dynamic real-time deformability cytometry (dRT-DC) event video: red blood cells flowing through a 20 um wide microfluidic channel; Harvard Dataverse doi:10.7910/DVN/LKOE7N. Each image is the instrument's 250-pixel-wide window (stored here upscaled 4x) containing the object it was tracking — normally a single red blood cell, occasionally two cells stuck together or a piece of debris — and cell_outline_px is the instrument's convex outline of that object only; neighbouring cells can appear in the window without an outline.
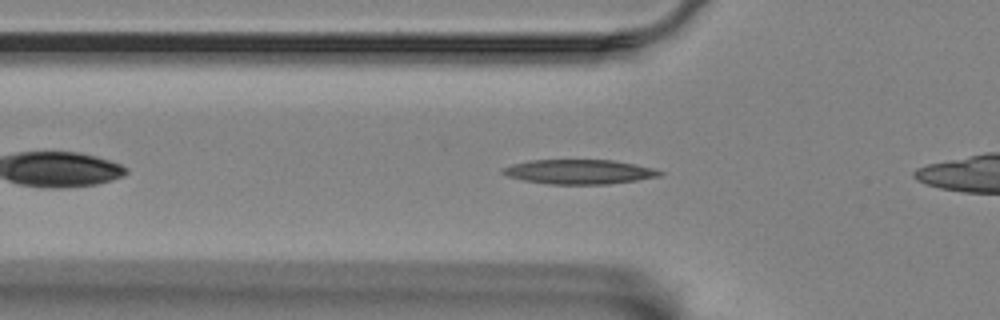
{"species": "Egyptian fruit bat (a non-hibernating species)", "species_latin": "Rousettus aegyptiacus", "temperature_condition": "room temperature", "stored_images_in_passage": 27, "camera_frame_rate_fps": 3000, "um_per_image_px": 0.085, "animal": {"sex": "female"}, "frame": {"image": 1, "passage_image": 7, "time_ms": 2.0, "image_size_px": [1000, 320], "cell_outline_px": [[664, 172], [660, 176], [636, 180], [608, 184], [548, 184], [524, 180], [508, 176], [500, 172], [504, 168], [512, 164], [532, 160], [612, 160], [652, 168]], "centroid_in_image_um": [49.21, 14.6], "position_along_channel_um": 76.6, "area_um2": 22.14}}
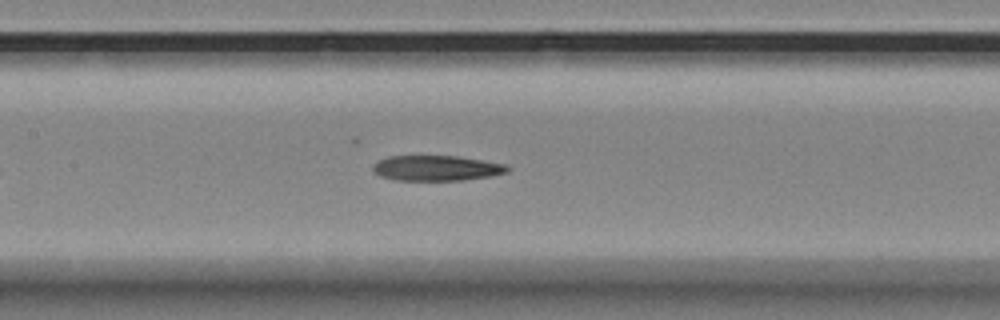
{"frame": {"image": 2, "passage_image": 15, "time_ms": 4.667, "image_size_px": [1000, 320], "cell_outline_px": [[512, 168], [508, 172], [492, 176], [464, 180], [396, 180], [380, 176], [372, 168], [372, 164], [388, 156], [456, 156], [504, 164]], "centroid_in_image_um": [37.12, 14.29], "position_along_channel_um": 170.3, "area_um2": 19.77}}
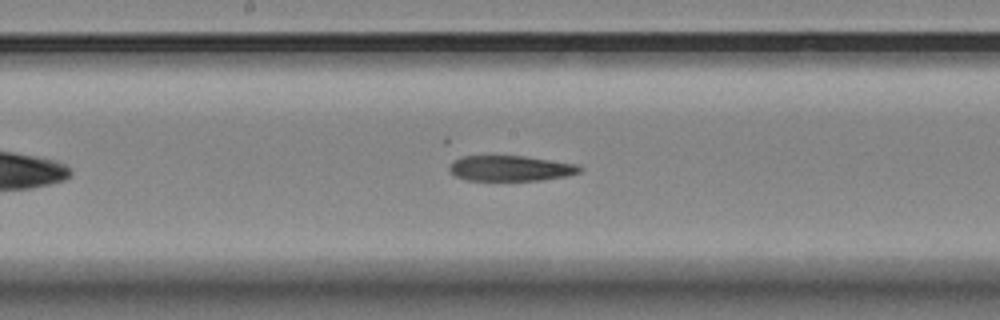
{"frame": {"image": 3, "passage_image": 18, "time_ms": 5.667, "image_size_px": [1000, 320], "cell_outline_px": [[584, 168], [580, 172], [564, 176], [540, 180], [464, 180], [456, 176], [448, 168], [456, 160], [464, 156], [524, 156], [576, 164]], "centroid_in_image_um": [43.41, 14.31], "position_along_channel_um": 204.8, "area_um2": 19.02}}